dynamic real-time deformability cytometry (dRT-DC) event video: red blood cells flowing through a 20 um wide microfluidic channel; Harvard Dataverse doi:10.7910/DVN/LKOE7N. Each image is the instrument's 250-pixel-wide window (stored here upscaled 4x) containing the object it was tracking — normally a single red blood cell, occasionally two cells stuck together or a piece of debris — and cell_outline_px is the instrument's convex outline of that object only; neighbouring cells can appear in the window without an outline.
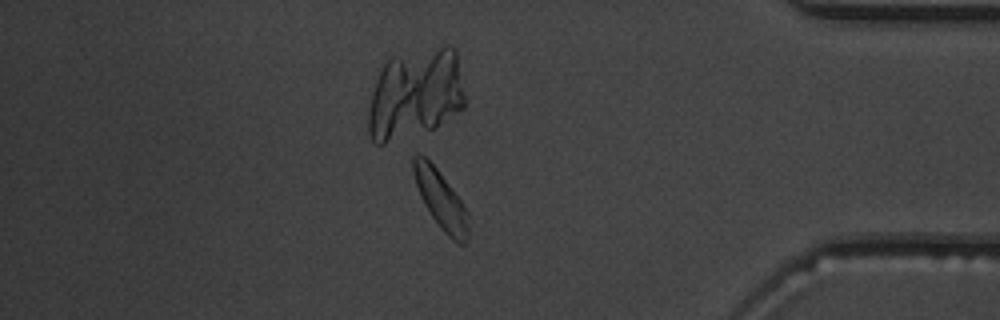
{"species": "common noctule bat (a hibernating species)", "species_latin": "Nyctalus noctula", "temperature_condition": "warm", "stored_images_in_passage": 50, "camera_frame_rate_fps": 3000, "um_per_image_px": 0.085, "animal": {"sex": "male", "body_mass_g": 19.5, "forearm_length_mm": 54.6}, "frame": {"image": 1, "passage_image": 43, "time_ms": 14.0, "image_size_px": [1000, 320], "cell_outline_px": [[468, 236], [464, 244], [460, 244], [452, 240], [444, 232], [432, 216], [424, 204], [420, 196], [412, 172], [412, 156], [416, 152], [420, 152], [436, 168], [464, 204], [468, 212]], "centroid_in_image_um": [37.45, 16.95], "position_along_channel_um": 397.8, "area_um2": 18.61}}